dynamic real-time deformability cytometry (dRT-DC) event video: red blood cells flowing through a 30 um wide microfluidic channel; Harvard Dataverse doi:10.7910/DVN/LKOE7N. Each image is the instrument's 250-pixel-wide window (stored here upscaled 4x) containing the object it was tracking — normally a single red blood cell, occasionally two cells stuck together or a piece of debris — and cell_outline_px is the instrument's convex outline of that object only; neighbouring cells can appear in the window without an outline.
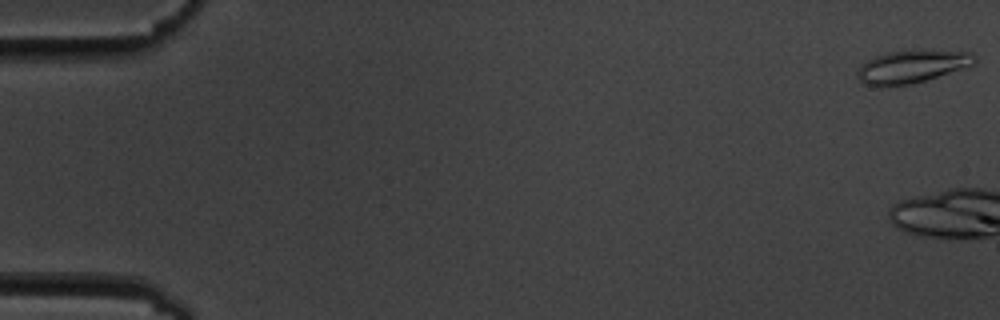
{"species": "common noctule bat (a hibernating species)", "species_latin": "Nyctalus noctula", "temperature_condition": "cold", "stored_images_in_passage": 6, "camera_frame_rate_fps": 3000, "um_per_image_px": 0.085, "animal": {"sex": "male", "body_mass_g": 19.5, "forearm_length_mm": 54.6}, "frame": {"image": 1, "passage_image": 1, "time_ms": 0.0, "image_size_px": [1000, 320], "cell_outline_px": [[976, 64], [912, 84], [884, 88], [880, 88], [864, 84], [856, 76], [856, 72], [868, 60], [876, 56], [888, 52], [916, 48], [972, 52], [976, 56]], "centroid_in_image_um": [77.52, 5.65], "position_along_channel_um": 7.5, "area_um2": 23.06}}